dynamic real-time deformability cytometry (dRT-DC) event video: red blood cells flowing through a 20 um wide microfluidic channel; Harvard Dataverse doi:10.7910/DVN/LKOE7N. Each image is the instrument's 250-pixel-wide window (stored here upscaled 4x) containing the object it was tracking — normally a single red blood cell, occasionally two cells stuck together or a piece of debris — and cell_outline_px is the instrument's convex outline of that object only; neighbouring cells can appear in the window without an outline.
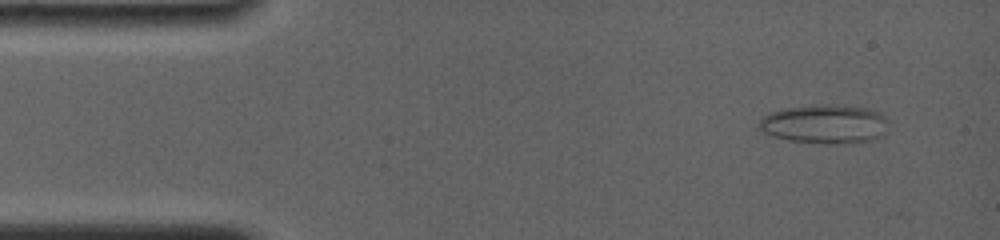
{"species": "common noctule bat (a hibernating species)", "species_latin": "Nyctalus noctula", "temperature_condition": "room temperature", "stored_images_in_passage": 6, "camera_frame_rate_fps": 4000, "um_per_image_px": 0.085, "animal": {"sex": "female", "body_mass_g": 19.0, "forearm_length_mm": 56.7}, "frame": {"image": 1, "passage_image": 2, "time_ms": 1.0, "image_size_px": [1000, 240], "cell_outline_px": [[888, 132], [872, 140], [844, 144], [824, 144], [788, 140], [768, 136], [756, 128], [756, 124], [760, 116], [768, 112], [784, 108], [816, 104], [868, 108], [880, 112], [888, 120]], "centroid_in_image_um": [70.03, 10.56], "position_along_channel_um": 15.0, "area_um2": 30.23}}